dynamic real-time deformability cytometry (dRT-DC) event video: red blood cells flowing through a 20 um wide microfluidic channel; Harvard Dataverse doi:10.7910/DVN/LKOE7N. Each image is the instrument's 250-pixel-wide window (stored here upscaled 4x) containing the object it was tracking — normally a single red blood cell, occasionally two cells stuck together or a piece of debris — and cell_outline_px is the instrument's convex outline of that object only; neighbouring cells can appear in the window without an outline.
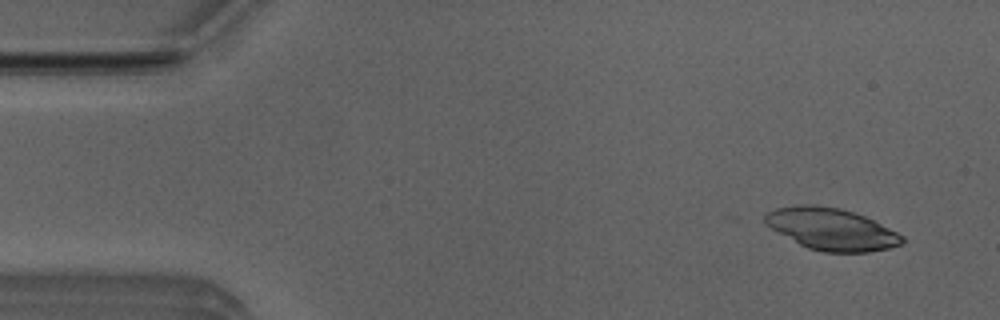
{"species": "Egyptian fruit bat (a non-hibernating species)", "species_latin": "Rousettus aegyptiacus", "temperature_condition": "room temperature", "stored_images_in_passage": 5, "camera_frame_rate_fps": 3000, "um_per_image_px": 0.085, "animal": {"sex": "male"}, "frame": {"image": 1, "passage_image": 5, "time_ms": 1.333, "image_size_px": [1000, 320], "cell_outline_px": [[908, 240], [900, 244], [888, 248], [868, 252], [824, 252], [808, 248], [800, 244], [764, 224], [764, 216], [768, 212], [776, 208], [796, 204], [816, 204], [840, 208], [864, 216], [904, 236]], "centroid_in_image_um": [70.66, 19.46], "position_along_channel_um": 14.3, "area_um2": 33.29}}